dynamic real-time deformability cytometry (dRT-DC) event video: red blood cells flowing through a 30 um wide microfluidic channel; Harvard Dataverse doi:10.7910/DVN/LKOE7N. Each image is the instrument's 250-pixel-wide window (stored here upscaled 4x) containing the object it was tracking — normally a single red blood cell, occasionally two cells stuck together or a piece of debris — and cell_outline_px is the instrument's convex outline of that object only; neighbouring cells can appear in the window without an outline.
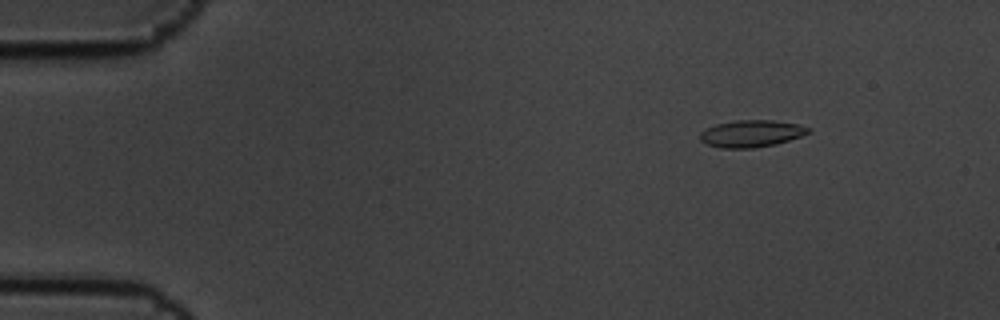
{"species": "common noctule bat (a hibernating species)", "species_latin": "Nyctalus noctula", "temperature_condition": "cold", "stored_images_in_passage": 14, "camera_frame_rate_fps": 3000, "um_per_image_px": 0.085, "animal": {"sex": "male", "body_mass_g": 19.5, "forearm_length_mm": 54.6}, "frame": {"image": 1, "passage_image": 3, "time_ms": 0.667, "image_size_px": [1000, 320], "cell_outline_px": [[812, 132], [776, 144], [752, 148], [720, 148], [708, 144], [700, 140], [700, 132], [716, 124], [736, 120], [772, 120], [800, 124], [812, 128]], "centroid_in_image_um": [63.9, 11.35], "position_along_channel_um": 21.1, "area_um2": 17.05}}
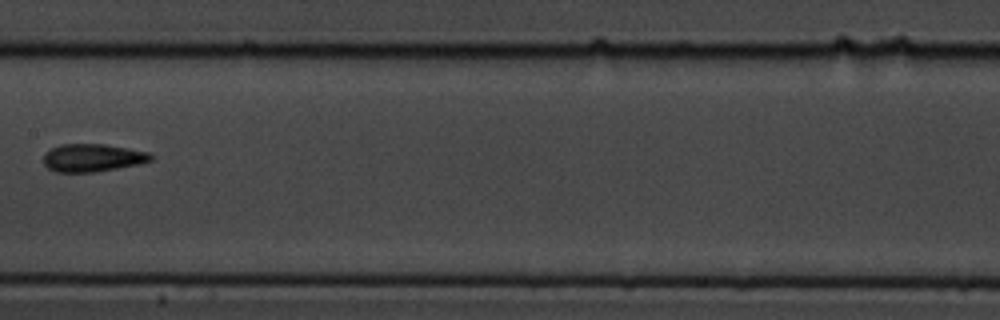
{"frame": {"image": 2, "passage_image": 9, "time_ms": 2.667, "image_size_px": [1000, 320], "cell_outline_px": [[152, 160], [140, 164], [96, 172], [56, 172], [48, 168], [44, 164], [44, 156], [52, 148], [60, 144], [104, 144], [148, 152], [152, 156]], "centroid_in_image_um": [7.87, 13.42], "position_along_channel_um": 199.5, "area_um2": 17.28}}
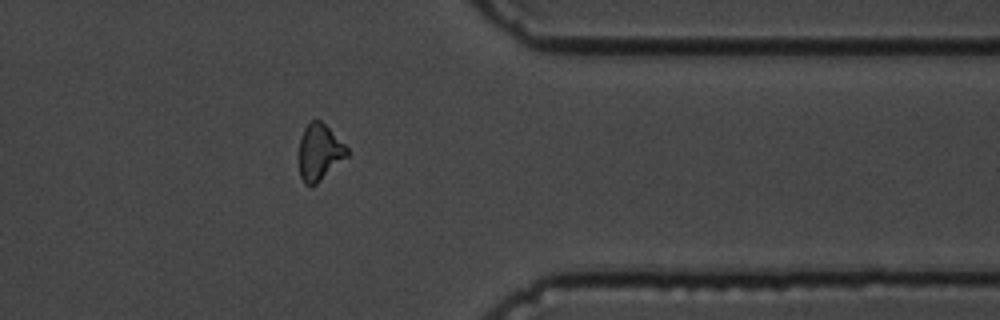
{"frame": {"image": 3, "passage_image": 14, "time_ms": 4.333, "image_size_px": [1000, 320], "cell_outline_px": [[352, 152], [348, 156], [316, 184], [304, 184], [300, 176], [300, 140], [304, 128], [312, 120], [320, 120]], "centroid_in_image_um": [27.18, 12.94], "position_along_channel_um": 384.2, "area_um2": 15.49}}